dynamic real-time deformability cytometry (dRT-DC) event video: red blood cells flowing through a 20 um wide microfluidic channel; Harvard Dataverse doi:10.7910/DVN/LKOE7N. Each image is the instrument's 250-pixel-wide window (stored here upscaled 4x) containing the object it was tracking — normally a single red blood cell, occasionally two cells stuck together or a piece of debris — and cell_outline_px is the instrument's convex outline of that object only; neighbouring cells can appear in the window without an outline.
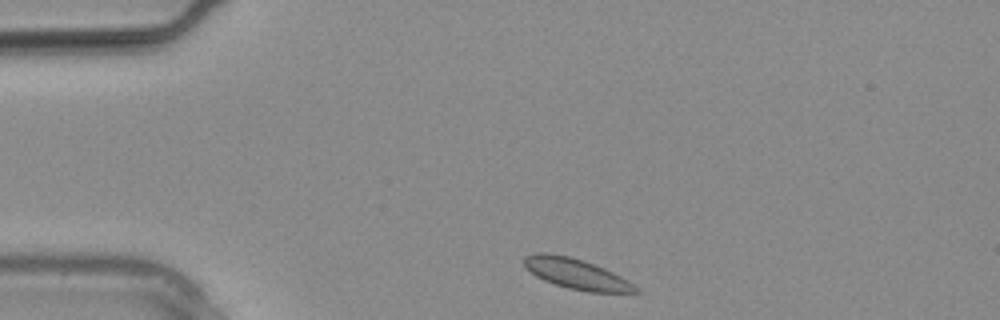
{"species": "common noctule bat (a hibernating species)", "species_latin": "Nyctalus noctula", "temperature_condition": "warm", "stored_images_in_passage": 7, "camera_frame_rate_fps": 3000, "um_per_image_px": 0.085, "animal": {"sex": "male", "body_mass_g": 20.4}, "frame": {"image": 1, "passage_image": 1, "time_ms": 0.0, "image_size_px": [1000, 320], "cell_outline_px": [[640, 292], [588, 292], [568, 288], [544, 280], [536, 276], [524, 264], [524, 256], [540, 252], [548, 252], [568, 256], [604, 268], [628, 280], [640, 288]], "centroid_in_image_um": [49.01, 23.28], "position_along_channel_um": 36.0, "area_um2": 19.42}}
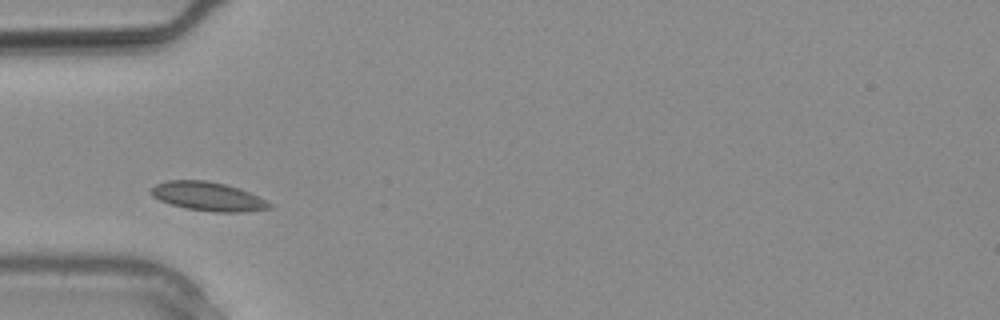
{"frame": {"image": 2, "passage_image": 4, "time_ms": 1.0, "image_size_px": [1000, 320], "cell_outline_px": [[272, 208], [240, 212], [216, 212], [188, 208], [172, 204], [160, 200], [152, 196], [148, 192], [156, 184], [168, 180], [204, 180], [224, 184], [240, 188], [272, 204]], "centroid_in_image_um": [17.65, 16.69], "position_along_channel_um": 67.3, "area_um2": 19.59}}